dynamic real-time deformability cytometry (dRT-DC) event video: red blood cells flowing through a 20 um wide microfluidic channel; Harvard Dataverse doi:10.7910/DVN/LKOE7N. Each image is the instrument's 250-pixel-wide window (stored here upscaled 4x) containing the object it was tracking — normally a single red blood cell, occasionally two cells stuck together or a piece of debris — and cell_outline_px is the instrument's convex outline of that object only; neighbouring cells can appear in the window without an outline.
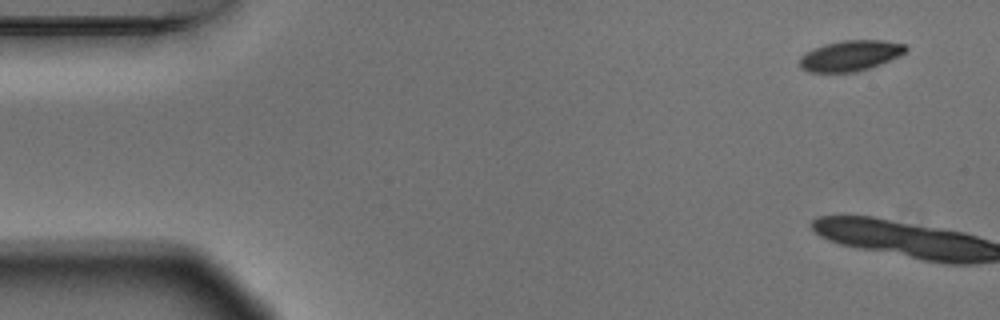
{"species": "Egyptian fruit bat (a non-hibernating species)", "species_latin": "Rousettus aegyptiacus", "temperature_condition": "warm", "stored_images_in_passage": 5, "camera_frame_rate_fps": 3000, "um_per_image_px": 0.085, "animal": {"sex": "male"}, "frame": {"image": 1, "passage_image": 1, "time_ms": 0.0, "image_size_px": [1000, 320], "cell_outline_px": [[908, 48], [904, 52], [880, 64], [868, 68], [852, 72], [808, 72], [800, 68], [800, 56], [824, 44], [844, 40], [884, 40], [904, 44]], "centroid_in_image_um": [72.25, 4.73], "position_along_channel_um": 12.7, "area_um2": 18.55}}
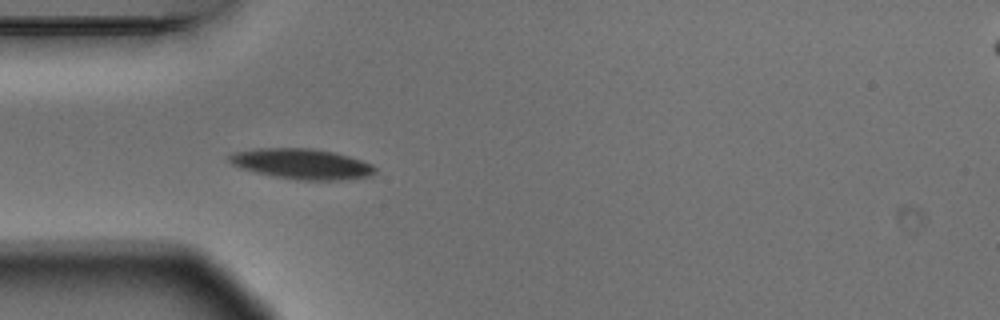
{"frame": {"image": 2, "passage_image": 5, "time_ms": 1.333, "image_size_px": [1000, 320], "cell_outline_px": [[376, 172], [372, 176], [340, 180], [300, 180], [276, 176], [256, 172], [240, 168], [232, 164], [228, 160], [228, 156], [232, 152], [256, 148], [312, 148], [332, 152], [348, 156], [372, 164], [376, 168]], "centroid_in_image_um": [25.64, 13.93], "position_along_channel_um": 59.4, "area_um2": 25.78}}